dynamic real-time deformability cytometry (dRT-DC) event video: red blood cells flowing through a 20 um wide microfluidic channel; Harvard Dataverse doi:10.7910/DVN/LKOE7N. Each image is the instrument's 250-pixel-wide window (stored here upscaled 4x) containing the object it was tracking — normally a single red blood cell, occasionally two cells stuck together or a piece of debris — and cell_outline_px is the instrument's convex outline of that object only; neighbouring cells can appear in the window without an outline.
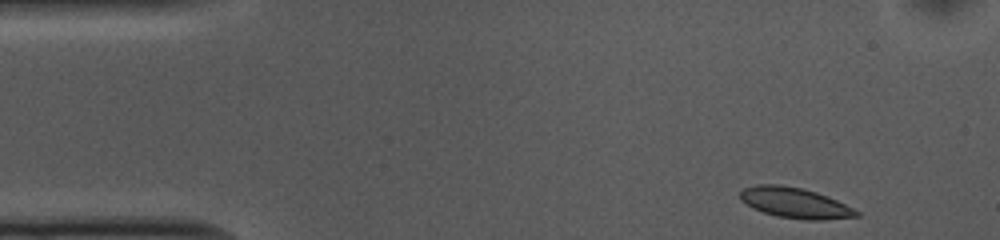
{"species": "common noctule bat (a hibernating species)", "species_latin": "Nyctalus noctula", "temperature_condition": "cold", "stored_images_in_passage": 49, "camera_frame_rate_fps": 3000, "um_per_image_px": 0.085, "animal": {"sex": "female", "body_mass_g": 10.0, "forearm_length_mm": 53.1}, "frame": {"image": 1, "passage_image": 1, "time_ms": 0.0, "image_size_px": [1000, 240], "cell_outline_px": [[860, 216], [824, 220], [804, 220], [776, 216], [752, 208], [740, 200], [740, 192], [744, 188], [756, 184], [780, 184], [800, 188], [816, 192], [828, 196], [860, 212]], "centroid_in_image_um": [67.55, 17.25], "position_along_channel_um": 17.4, "area_um2": 20.69}}
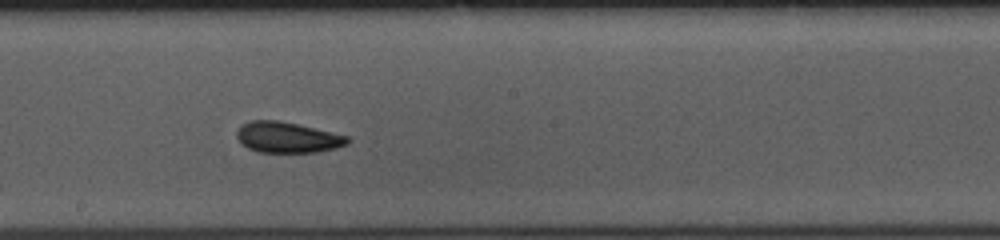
{"frame": {"image": 2, "passage_image": 24, "time_ms": 7.667, "image_size_px": [1000, 240], "cell_outline_px": [[352, 140], [348, 144], [336, 148], [316, 152], [256, 152], [240, 144], [236, 136], [236, 132], [240, 124], [252, 120], [280, 120], [348, 136]], "centroid_in_image_um": [24.4, 11.67], "position_along_channel_um": 223.8, "area_um2": 20.06}}
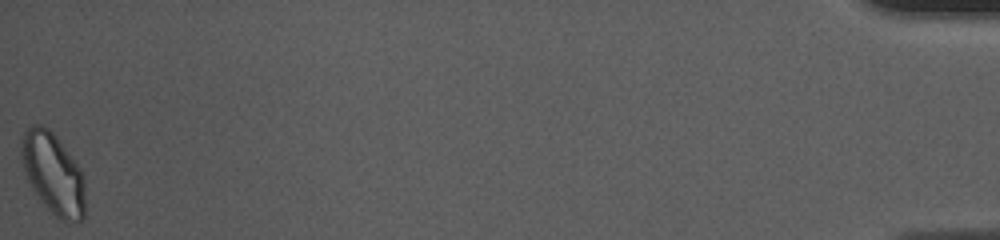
{"frame": {"image": 3, "passage_image": 49, "time_ms": 16.0, "image_size_px": [1000, 240], "cell_outline_px": [[84, 216], [80, 224], [68, 224], [60, 220], [44, 204], [32, 188], [24, 172], [20, 152], [20, 144], [24, 132], [32, 124], [40, 124], [48, 128], [60, 140], [80, 168], [84, 176]], "centroid_in_image_um": [4.53, 14.77], "position_along_channel_um": 430.7, "area_um2": 30.52}, "authors_computed_cell_mechanics": {"area_um2": 20.4034, "velocity_mm_per_s": 3.706, "shape_relaxation_time_tau1_ms": 4.1538, "shape_relaxation_time_tau2_ms": 2.377, "deformation_change_tau1": 0.1316, "deformation_change_tau2": 0.0637}}